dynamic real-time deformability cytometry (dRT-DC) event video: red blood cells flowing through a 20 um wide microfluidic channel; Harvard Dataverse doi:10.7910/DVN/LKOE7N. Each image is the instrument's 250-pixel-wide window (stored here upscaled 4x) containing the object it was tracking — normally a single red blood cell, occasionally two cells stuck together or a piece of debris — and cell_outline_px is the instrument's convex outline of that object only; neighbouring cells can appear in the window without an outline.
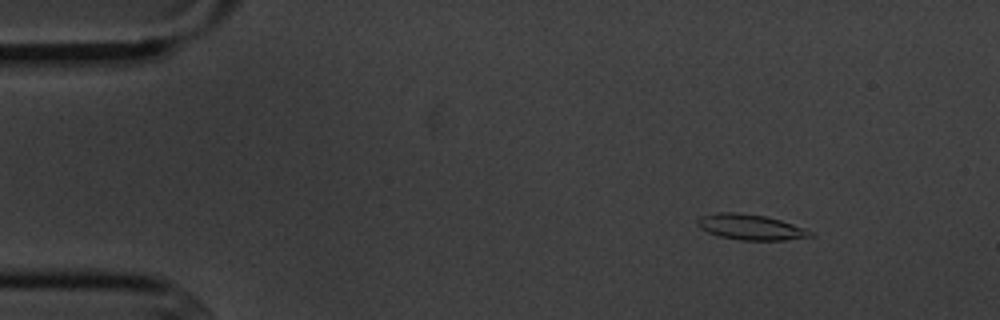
{"species": "common noctule bat (a hibernating species)", "species_latin": "Nyctalus noctula", "temperature_condition": "cold", "stored_images_in_passage": 3, "camera_frame_rate_fps": 3000, "um_per_image_px": 0.085, "animal": {"sex": "male", "body_mass_g": 20.1, "forearm_length_mm": 53.5}, "frame": {"image": 1, "passage_image": 1, "time_ms": 0.0, "image_size_px": [1000, 320], "cell_outline_px": [[816, 236], [784, 240], [740, 240], [720, 236], [708, 232], [700, 228], [696, 224], [696, 220], [700, 216], [716, 212], [740, 212], [764, 216], [780, 220], [804, 228], [812, 232]], "centroid_in_image_um": [63.77, 19.3], "position_along_channel_um": 21.2, "area_um2": 16.82}}
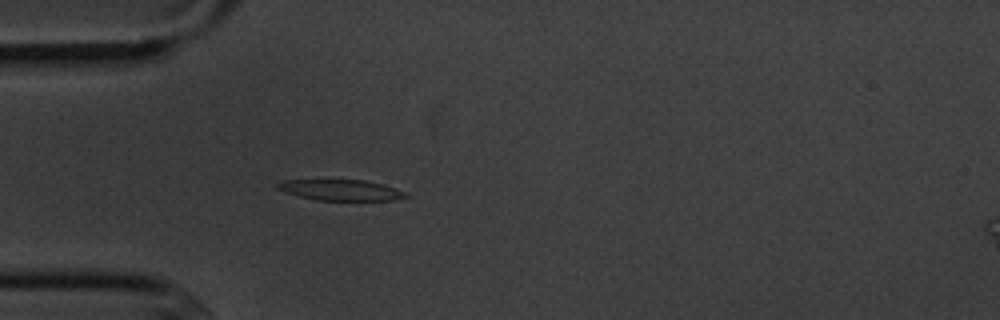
{"frame": {"image": 2, "passage_image": 3, "time_ms": 3.0, "image_size_px": [1000, 320], "cell_outline_px": [[408, 196], [392, 200], [316, 200], [284, 192], [276, 188], [276, 184], [284, 180], [364, 180], [380, 184], [404, 192]], "centroid_in_image_um": [28.89, 16.15], "position_along_channel_um": 56.1, "area_um2": 15.2}}